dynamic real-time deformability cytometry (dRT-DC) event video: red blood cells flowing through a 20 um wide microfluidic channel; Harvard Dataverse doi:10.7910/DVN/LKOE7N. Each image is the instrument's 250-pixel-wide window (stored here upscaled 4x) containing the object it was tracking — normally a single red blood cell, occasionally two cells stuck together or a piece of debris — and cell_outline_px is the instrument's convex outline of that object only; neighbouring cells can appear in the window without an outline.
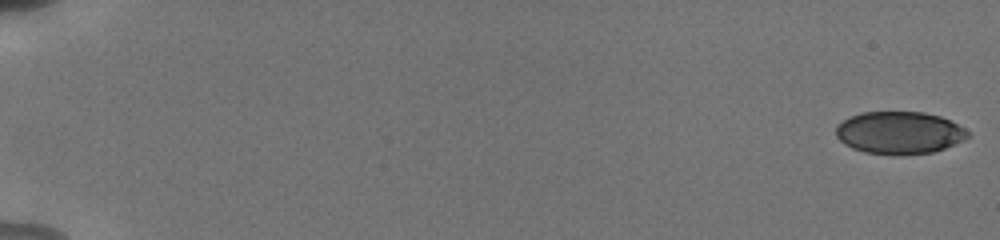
{"species": "human", "species_latin": "Homo sapiens", "temperature_condition": "cold", "stored_images_in_passage": 55, "camera_frame_rate_fps": 3000, "um_per_image_px": 0.085, "donor": {"sex": "male"}, "frame": {"image": 1, "passage_image": 1, "time_ms": 0.0, "image_size_px": [1000, 240], "cell_outline_px": [[968, 136], [964, 140], [944, 148], [932, 152], [864, 152], [852, 148], [844, 144], [836, 136], [836, 124], [848, 116], [860, 112], [924, 112], [940, 116], [964, 128], [968, 132]], "centroid_in_image_um": [76.39, 11.23], "position_along_channel_um": 8.6, "area_um2": 31.85}}
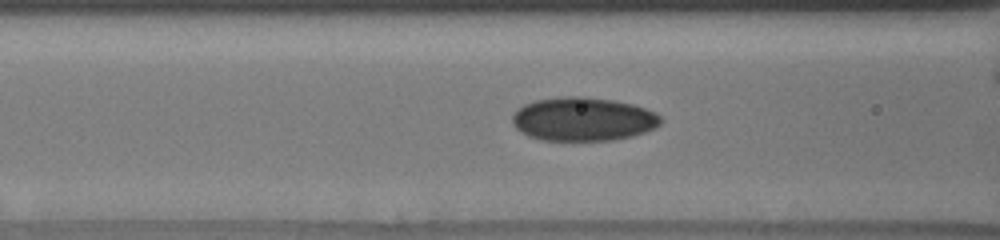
{"frame": {"image": 2, "passage_image": 25, "time_ms": 8.0, "image_size_px": [1000, 240], "cell_outline_px": [[664, 120], [656, 128], [632, 136], [612, 140], [540, 140], [528, 136], [520, 132], [512, 124], [512, 116], [524, 104], [536, 100], [560, 96], [584, 96], [612, 100], [632, 104], [656, 112]], "centroid_in_image_um": [49.57, 10.12], "position_along_channel_um": 117.0, "area_um2": 37.92}}
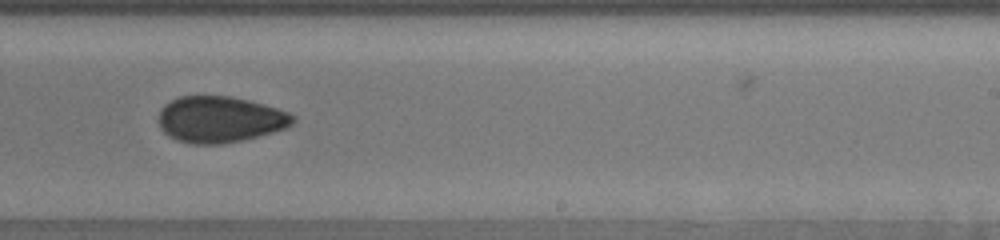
{"frame": {"image": 3, "passage_image": 37, "time_ms": 12.0, "image_size_px": [1000, 240], "cell_outline_px": [[296, 120], [288, 128], [244, 140], [224, 144], [192, 144], [176, 140], [168, 136], [160, 128], [160, 108], [164, 104], [180, 96], [232, 96], [264, 104], [288, 112], [296, 116]], "centroid_in_image_um": [18.72, 10.16], "position_along_channel_um": 270.3, "area_um2": 36.47}, "authors_computed_cell_mechanics": {"area_um2": 35.3736, "velocity_mm_per_s": 3.8452, "shape_relaxation_time_tau1_ms": 7.0701, "shape_relaxation_time_tau2_ms": 2.8526, "deformation_change_tau1": 0.1063, "deformation_change_tau2": 0.0617}}